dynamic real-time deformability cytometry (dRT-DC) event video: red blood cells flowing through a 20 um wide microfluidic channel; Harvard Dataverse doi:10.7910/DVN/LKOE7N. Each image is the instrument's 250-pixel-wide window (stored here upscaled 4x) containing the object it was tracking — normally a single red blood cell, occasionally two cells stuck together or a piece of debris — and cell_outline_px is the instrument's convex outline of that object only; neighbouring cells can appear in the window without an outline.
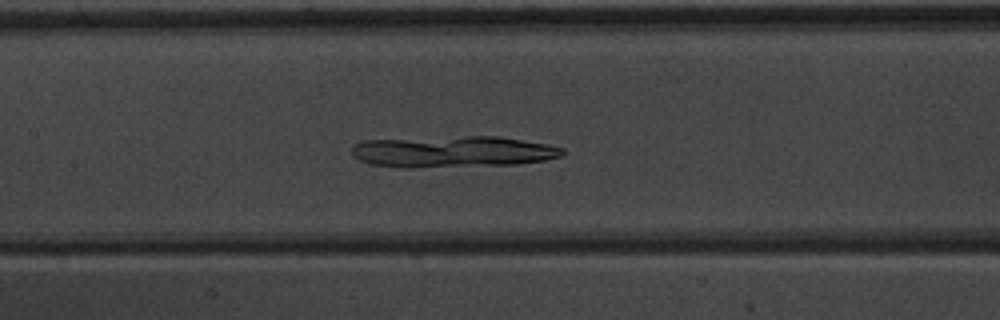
{"species": "common noctule bat (a hibernating species)", "species_latin": "Nyctalus noctula", "temperature_condition": "warm", "stored_images_in_passage": 54, "segment_of_instrument_passage": [1, 2], "camera_frame_rate_fps": 3000, "um_per_image_px": 0.085, "animal": {"sex": "male", "body_mass_g": 20.1, "forearm_length_mm": 53.5}, "frame": {"image": 1, "passage_image": 26, "time_ms": 8.333, "image_size_px": [1000, 320], "cell_outline_px": [[564, 152], [560, 156], [544, 160], [516, 164], [412, 168], [400, 168], [368, 164], [352, 156], [352, 144], [364, 140], [464, 136], [496, 136], [548, 144], [564, 148]], "centroid_in_image_um": [38.42, 12.9], "position_along_channel_um": 169.0, "area_um2": 38.73}}
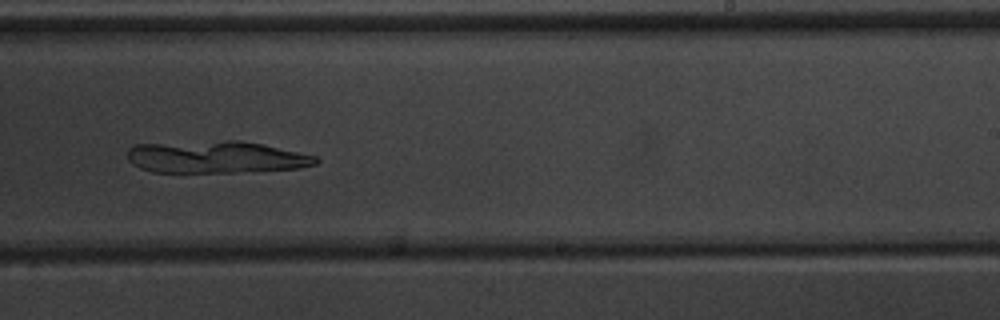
{"frame": {"image": 2, "passage_image": 34, "time_ms": 11.0, "image_size_px": [1000, 320], "cell_outline_px": [[320, 160], [316, 164], [300, 168], [236, 172], [152, 172], [140, 168], [132, 164], [128, 160], [128, 148], [136, 144], [228, 140], [236, 140], [264, 144], [316, 156]], "centroid_in_image_um": [18.35, 13.35], "position_along_channel_um": 270.6, "area_um2": 35.32}}
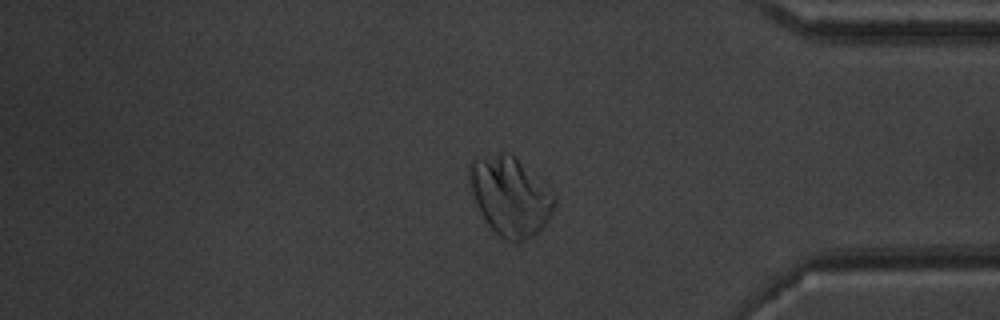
{"frame": {"image": 3, "passage_image": 45, "time_ms": 14.667, "image_size_px": [1000, 320], "cell_outline_px": [[556, 204], [548, 220], [532, 236], [520, 240], [508, 240], [500, 236], [488, 224], [480, 212], [476, 204], [468, 180], [468, 164], [472, 160], [500, 152], [508, 152], [516, 156], [556, 196]], "centroid_in_image_um": [43.34, 16.63], "position_along_channel_um": 391.9, "area_um2": 38.67}}